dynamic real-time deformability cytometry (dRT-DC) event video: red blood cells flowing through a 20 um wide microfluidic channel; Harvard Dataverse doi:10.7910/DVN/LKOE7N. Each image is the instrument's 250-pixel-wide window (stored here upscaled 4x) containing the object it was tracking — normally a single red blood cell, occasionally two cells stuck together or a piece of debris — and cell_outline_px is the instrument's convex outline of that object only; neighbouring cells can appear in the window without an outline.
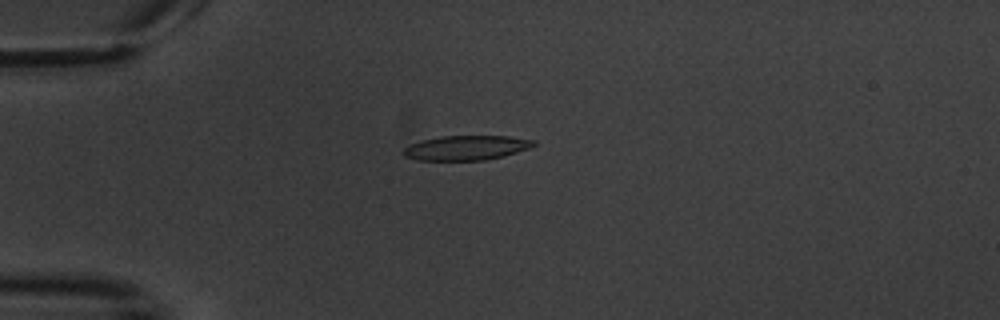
{"species": "common noctule bat (a hibernating species)", "species_latin": "Nyctalus noctula", "temperature_condition": "warm", "stored_images_in_passage": 6, "camera_frame_rate_fps": 3000, "um_per_image_px": 0.085, "animal": {"sex": "male", "body_mass_g": 20.1, "forearm_length_mm": 53.5}, "frame": {"image": 1, "passage_image": 2, "time_ms": 1.0, "image_size_px": [1000, 320], "cell_outline_px": [[536, 144], [528, 148], [504, 156], [484, 160], [416, 160], [404, 156], [400, 152], [408, 144], [440, 136], [508, 136], [536, 140]], "centroid_in_image_um": [39.59, 12.56], "position_along_channel_um": 45.4, "area_um2": 18.73}}
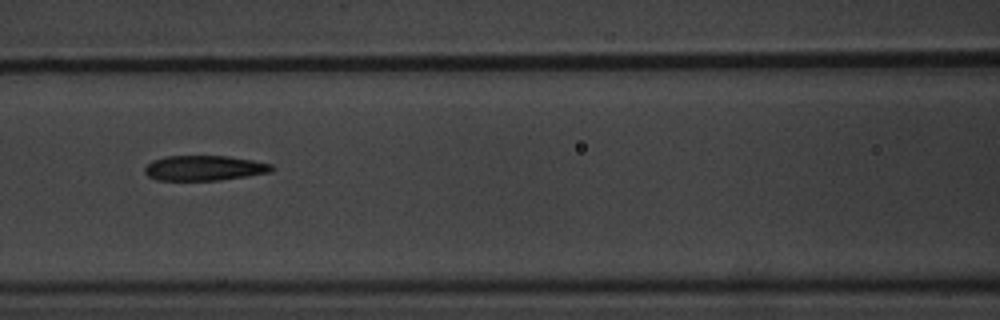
{"frame": {"image": 2, "passage_image": 5, "time_ms": 4.667, "image_size_px": [1000, 320], "cell_outline_px": [[276, 168], [272, 172], [248, 176], [220, 180], [156, 180], [148, 176], [144, 172], [144, 168], [152, 160], [164, 156], [228, 156], [252, 160], [272, 164]], "centroid_in_image_um": [17.38, 14.28], "position_along_channel_um": 149.2, "area_um2": 18.73}}
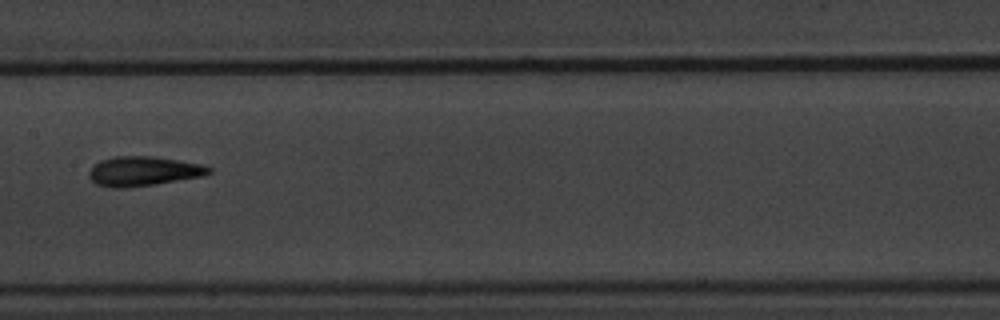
{"frame": {"image": 3, "passage_image": 6, "time_ms": 6.0, "image_size_px": [1000, 320], "cell_outline_px": [[212, 172], [204, 176], [152, 184], [124, 188], [112, 188], [96, 184], [88, 176], [88, 172], [100, 160], [116, 156], [152, 156], [200, 164], [212, 168]], "centroid_in_image_um": [12.17, 14.55], "position_along_channel_um": 195.2, "area_um2": 20.4}}